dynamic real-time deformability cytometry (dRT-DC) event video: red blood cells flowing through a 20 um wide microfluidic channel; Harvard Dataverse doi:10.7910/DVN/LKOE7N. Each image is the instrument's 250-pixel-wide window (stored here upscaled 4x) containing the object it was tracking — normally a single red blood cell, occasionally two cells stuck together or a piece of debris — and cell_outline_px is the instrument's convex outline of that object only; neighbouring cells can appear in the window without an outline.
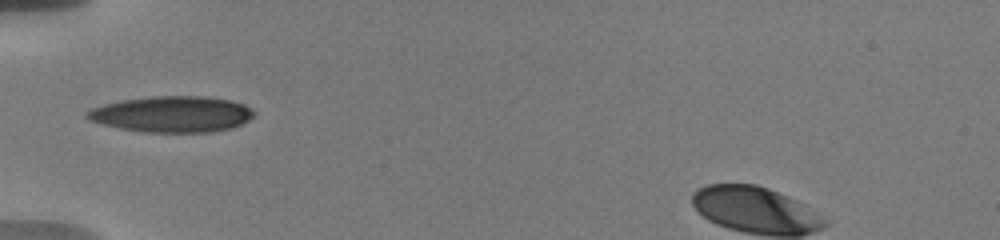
{"species": "human", "species_latin": "Homo sapiens", "temperature_condition": "warm", "stored_images_in_passage": 36, "camera_frame_rate_fps": 3000, "um_per_image_px": 0.085, "donor": {"sex": "male"}, "frame": {"image": 1, "passage_image": 1, "time_ms": 0.0, "image_size_px": [1000, 240], "cell_outline_px": [[256, 112], [248, 120], [232, 128], [212, 132], [144, 132], [120, 128], [104, 124], [92, 120], [84, 116], [84, 112], [92, 108], [104, 104], [120, 100], [152, 96], [204, 96], [232, 100], [244, 104], [252, 108]], "centroid_in_image_um": [14.64, 9.69], "position_along_channel_um": 70.4, "area_um2": 35.14}}
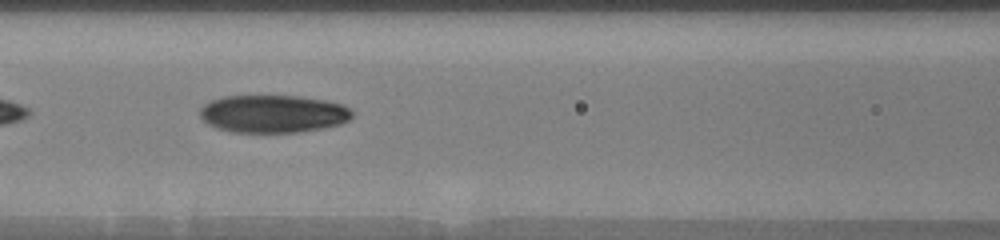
{"frame": {"image": 2, "passage_image": 7, "time_ms": 2.0, "image_size_px": [1000, 240], "cell_outline_px": [[352, 116], [348, 120], [340, 124], [324, 128], [300, 132], [232, 132], [216, 128], [208, 124], [200, 116], [200, 108], [204, 104], [212, 100], [224, 96], [300, 96], [324, 100], [344, 104], [352, 112]], "centroid_in_image_um": [23.21, 9.67], "position_along_channel_um": 143.4, "area_um2": 33.52}}
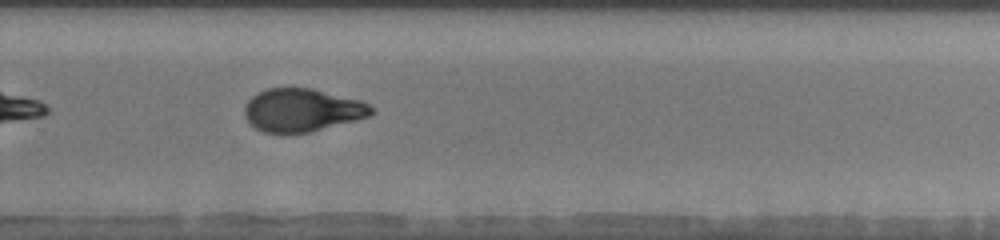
{"frame": {"image": 3, "passage_image": 20, "time_ms": 6.333, "image_size_px": [1000, 240], "cell_outline_px": [[376, 112], [372, 116], [308, 132], [264, 132], [256, 128], [244, 116], [244, 108], [248, 100], [256, 92], [268, 88], [312, 88], [360, 100], [376, 108]], "centroid_in_image_um": [25.71, 9.34], "position_along_channel_um": 304.1, "area_um2": 31.73}, "authors_computed_cell_mechanics": {"area_um2": 32.946, "velocity_mm_per_s": 3.7272, "shape_relaxation_time_tau1_ms": 6.0063, "shape_relaxation_time_tau2_ms": 1.7921, "deformation_change_tau1": 0.2094, "deformation_change_tau2": 0.072}}